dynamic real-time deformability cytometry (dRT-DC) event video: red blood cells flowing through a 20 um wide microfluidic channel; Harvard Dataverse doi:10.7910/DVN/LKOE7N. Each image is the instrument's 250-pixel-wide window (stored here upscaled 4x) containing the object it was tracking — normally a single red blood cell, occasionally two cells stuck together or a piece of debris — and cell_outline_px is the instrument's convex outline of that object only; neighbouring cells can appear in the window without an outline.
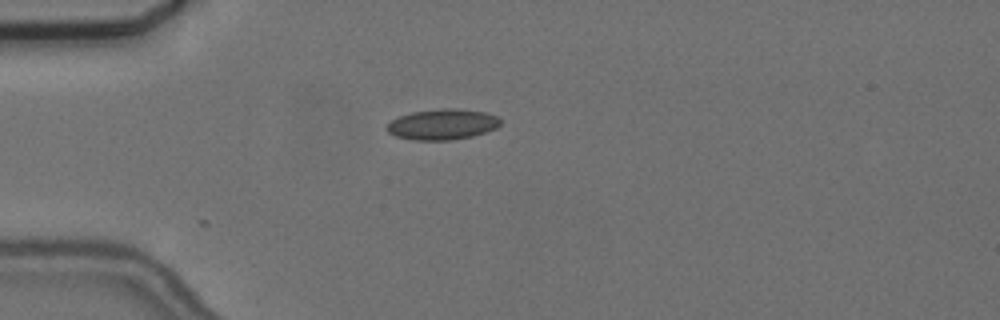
{"species": "common noctule bat (a hibernating species)", "species_latin": "Nyctalus noctula", "temperature_condition": "cold", "stored_images_in_passage": 31, "camera_frame_rate_fps": 3000, "um_per_image_px": 0.085, "animal": {"sex": "female", "body_mass_g": 24.6, "forearm_length_mm": 56.2}, "frame": {"image": 1, "passage_image": 1, "time_ms": 0.0, "image_size_px": [1000, 320], "cell_outline_px": [[500, 124], [496, 128], [472, 136], [452, 140], [412, 140], [396, 136], [388, 132], [384, 128], [392, 120], [400, 116], [412, 112], [440, 108], [456, 108], [484, 112], [496, 116], [500, 120]], "centroid_in_image_um": [37.58, 10.57], "position_along_channel_um": 47.4, "area_um2": 20.23}}
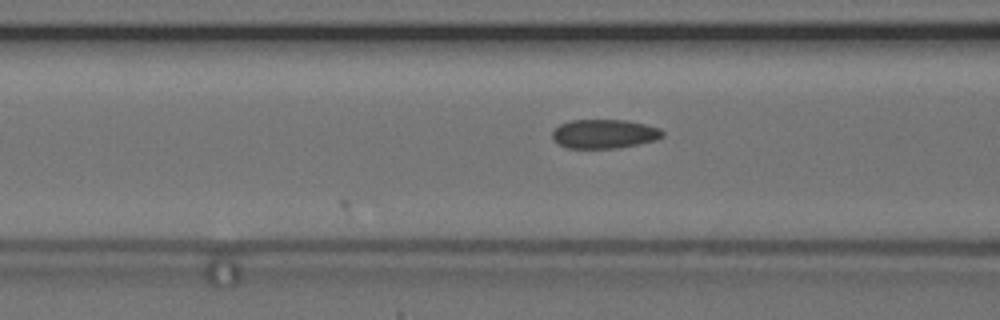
{"frame": {"image": 2, "passage_image": 8, "time_ms": 2.333, "image_size_px": [1000, 320], "cell_outline_px": [[664, 136], [656, 140], [620, 148], [568, 148], [552, 140], [552, 132], [560, 124], [572, 120], [628, 120], [660, 128], [664, 132]], "centroid_in_image_um": [51.38, 11.38], "position_along_channel_um": 115.2, "area_um2": 18.73}}
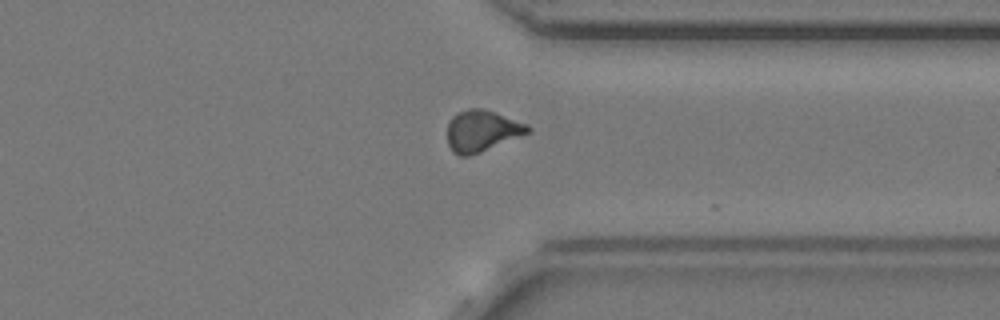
{"frame": {"image": 3, "passage_image": 29, "time_ms": 9.333, "image_size_px": [1000, 320], "cell_outline_px": [[532, 132], [480, 152], [468, 156], [460, 156], [452, 152], [448, 144], [448, 124], [452, 116], [456, 112], [468, 108], [484, 108], [496, 112], [528, 124], [532, 128]], "centroid_in_image_um": [40.98, 11.11], "position_along_channel_um": 370.4, "area_um2": 19.65}}